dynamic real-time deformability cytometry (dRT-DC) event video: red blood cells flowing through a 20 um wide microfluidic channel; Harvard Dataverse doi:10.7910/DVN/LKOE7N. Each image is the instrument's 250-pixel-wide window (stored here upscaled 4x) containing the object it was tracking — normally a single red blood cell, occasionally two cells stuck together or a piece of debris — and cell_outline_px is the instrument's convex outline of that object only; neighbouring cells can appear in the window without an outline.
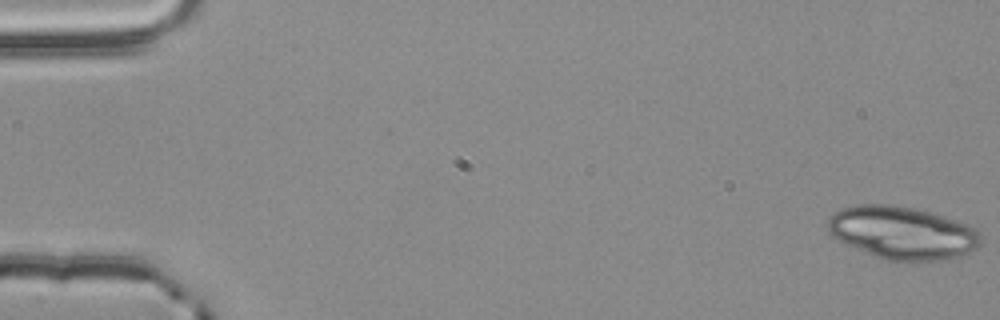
{"species": "common noctule bat (a hibernating species)", "species_latin": "Nyctalus noctula", "temperature_condition": "room temperature", "stored_images_in_passage": 23, "camera_frame_rate_fps": 3000, "um_per_image_px": 0.085, "animal": {"sex": "male", "body_mass_g": 20.4}, "frame": {"image": 1, "passage_image": 1, "time_ms": 0.0, "image_size_px": [1000, 320], "cell_outline_px": [[980, 244], [968, 256], [940, 260], [884, 260], [856, 248], [832, 236], [828, 232], [828, 216], [840, 208], [860, 204], [888, 204], [936, 212], [968, 224], [976, 228], [980, 236]], "centroid_in_image_um": [76.74, 19.77], "position_along_channel_um": 8.3, "area_um2": 47.45}}